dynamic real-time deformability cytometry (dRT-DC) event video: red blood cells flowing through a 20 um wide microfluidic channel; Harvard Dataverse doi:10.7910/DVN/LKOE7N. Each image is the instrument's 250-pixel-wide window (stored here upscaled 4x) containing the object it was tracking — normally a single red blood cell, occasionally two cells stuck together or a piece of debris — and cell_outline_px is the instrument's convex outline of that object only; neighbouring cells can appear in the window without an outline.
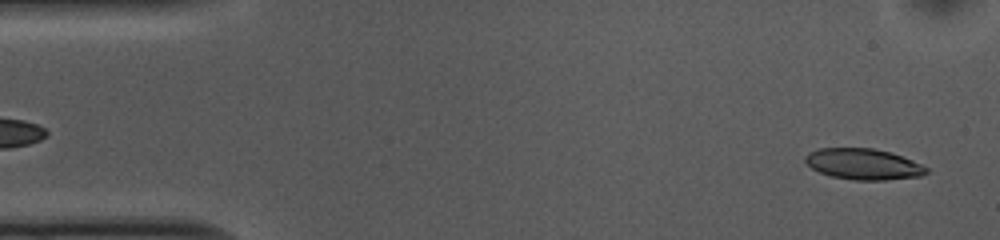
{"species": "common noctule bat (a hibernating species)", "species_latin": "Nyctalus noctula", "temperature_condition": "cold", "stored_images_in_passage": 52, "camera_frame_rate_fps": 3000, "um_per_image_px": 0.085, "animal": {"sex": "female", "body_mass_g": 10.0, "forearm_length_mm": 53.1}, "frame": {"image": 1, "passage_image": 2, "time_ms": 0.333, "image_size_px": [1000, 240], "cell_outline_px": [[928, 172], [920, 176], [884, 180], [852, 180], [832, 176], [820, 172], [812, 168], [804, 160], [804, 156], [808, 152], [820, 148], [872, 148], [892, 152], [912, 160], [928, 168]], "centroid_in_image_um": [73.37, 13.94], "position_along_channel_um": 11.6, "area_um2": 21.85}}
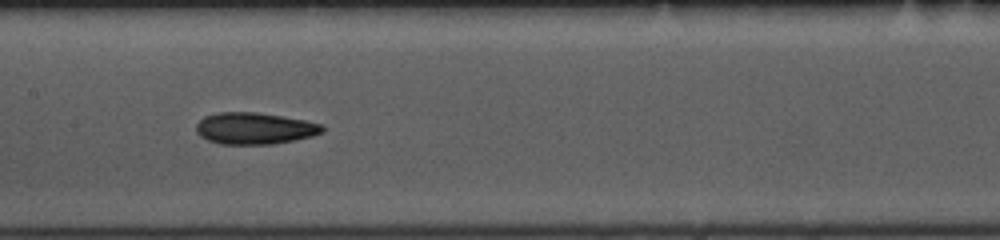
{"frame": {"image": 2, "passage_image": 24, "time_ms": 7.667, "image_size_px": [1000, 240], "cell_outline_px": [[324, 132], [312, 136], [272, 144], [220, 144], [208, 140], [200, 136], [196, 132], [196, 124], [204, 116], [216, 112], [256, 112], [304, 120], [324, 124]], "centroid_in_image_um": [21.62, 10.91], "position_along_channel_um": 185.8, "area_um2": 23.29}}
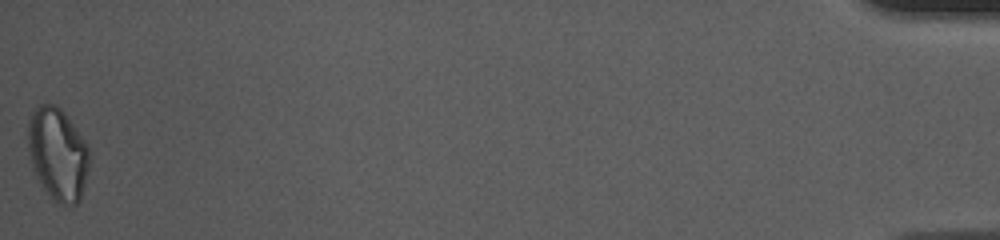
{"frame": {"image": 3, "passage_image": 52, "time_ms": 17.0, "image_size_px": [1000, 240], "cell_outline_px": [[88, 168], [80, 200], [76, 204], [60, 204], [52, 200], [32, 172], [28, 152], [28, 120], [32, 112], [40, 104], [56, 104], [64, 112], [88, 144]], "centroid_in_image_um": [4.88, 13.09], "position_along_channel_um": 430.3, "area_um2": 33.23}, "authors_computed_cell_mechanics": {"area_um2": 23.12, "velocity_mm_per_s": 3.7199, "shape_relaxation_time_tau1_ms": 7.9502, "shape_relaxation_time_tau2_ms": 4.0997, "deformation_change_tau1": 0.1786, "deformation_change_tau2": 0.1034}}